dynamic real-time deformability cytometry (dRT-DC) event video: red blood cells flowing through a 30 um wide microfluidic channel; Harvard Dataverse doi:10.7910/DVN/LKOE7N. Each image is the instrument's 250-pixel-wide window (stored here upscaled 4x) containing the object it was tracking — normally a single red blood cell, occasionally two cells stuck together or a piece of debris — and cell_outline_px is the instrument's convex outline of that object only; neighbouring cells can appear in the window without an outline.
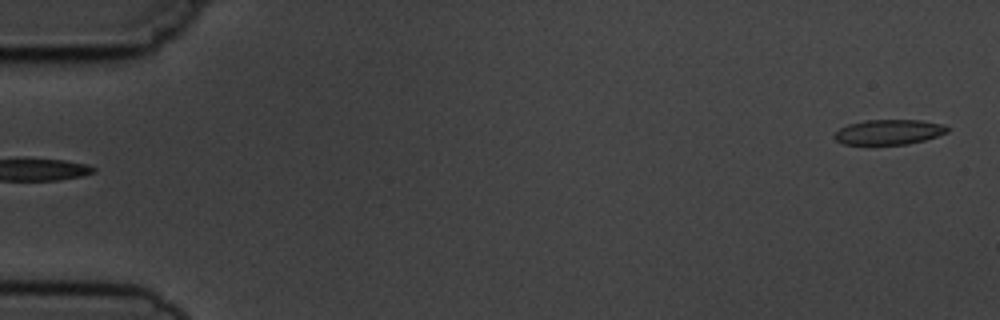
{"species": "common noctule bat (a hibernating species)", "species_latin": "Nyctalus noctula", "temperature_condition": "cold", "stored_images_in_passage": 3, "segment_of_instrument_passage": [2, 2], "camera_frame_rate_fps": 3000, "um_per_image_px": 0.085, "animal": {"sex": "male", "body_mass_g": 19.5, "forearm_length_mm": 54.6}, "frame": {"image": 1, "passage_image": 3, "time_ms": 2.667, "image_size_px": [1000, 320], "cell_outline_px": [[952, 128], [948, 132], [924, 140], [908, 144], [844, 144], [836, 140], [832, 136], [840, 128], [848, 124], [864, 120], [920, 120], [944, 124]], "centroid_in_image_um": [75.58, 11.21], "position_along_channel_um": 9.4, "area_um2": 16.53}}